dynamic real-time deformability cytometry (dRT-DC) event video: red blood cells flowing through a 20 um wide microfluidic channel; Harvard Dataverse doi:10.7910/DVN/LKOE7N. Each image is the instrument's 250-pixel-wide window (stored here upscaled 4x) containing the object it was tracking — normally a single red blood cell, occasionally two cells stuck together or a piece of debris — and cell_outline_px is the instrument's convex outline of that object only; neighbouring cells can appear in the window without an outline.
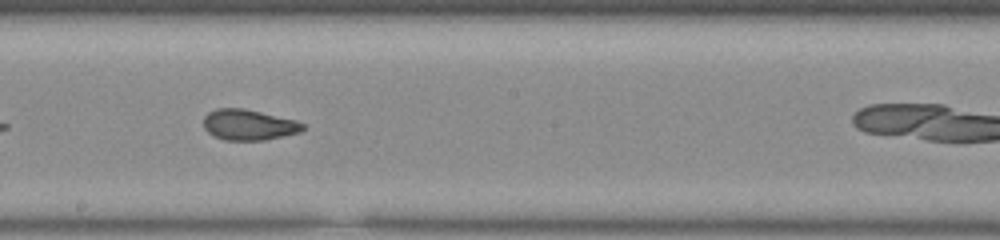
{"species": "common noctule bat (a hibernating species)", "species_latin": "Nyctalus noctula", "temperature_condition": "room temperature", "stored_images_in_passage": 36, "camera_frame_rate_fps": 3000, "um_per_image_px": 0.085, "animal": {"sex": "male", "body_mass_g": 20.0, "forearm_length_mm": 53.3}, "frame": {"image": 1, "passage_image": 21, "time_ms": 6.667, "image_size_px": [1000, 240], "cell_outline_px": [[304, 128], [300, 132], [264, 140], [224, 140], [212, 136], [204, 128], [204, 116], [208, 112], [216, 108], [244, 108], [296, 120], [304, 124]], "centroid_in_image_um": [21.11, 10.6], "position_along_channel_um": 227.1, "area_um2": 17.8}}